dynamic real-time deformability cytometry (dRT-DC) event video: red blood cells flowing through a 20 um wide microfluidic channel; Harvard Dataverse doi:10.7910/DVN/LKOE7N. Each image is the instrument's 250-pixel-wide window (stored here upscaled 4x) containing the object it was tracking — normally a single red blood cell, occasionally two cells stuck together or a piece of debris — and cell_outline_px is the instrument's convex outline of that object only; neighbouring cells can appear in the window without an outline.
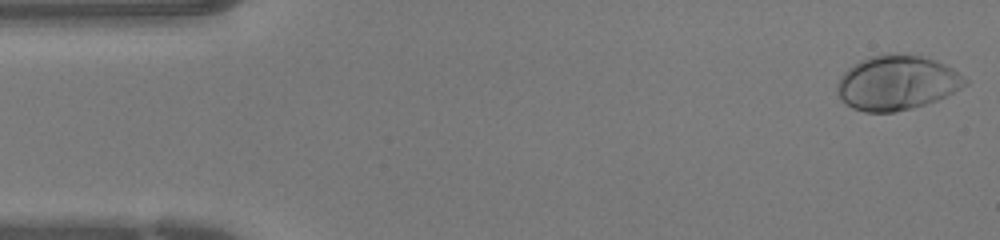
{"species": "human", "species_latin": "Homo sapiens", "temperature_condition": "warm", "stored_images_in_passage": 44, "camera_frame_rate_fps": 3000, "um_per_image_px": 0.085, "donor": {"sex": "female"}, "frame": {"image": 1, "passage_image": 1, "time_ms": 0.0, "image_size_px": [1000, 240], "cell_outline_px": [[968, 84], [936, 100], [912, 108], [896, 112], [864, 112], [852, 108], [844, 104], [836, 96], [836, 84], [840, 76], [848, 68], [860, 60], [868, 56], [892, 52], [920, 56], [944, 64], [952, 68], [968, 80]], "centroid_in_image_um": [76.16, 7.03], "position_along_channel_um": 8.8, "area_um2": 40.92}}
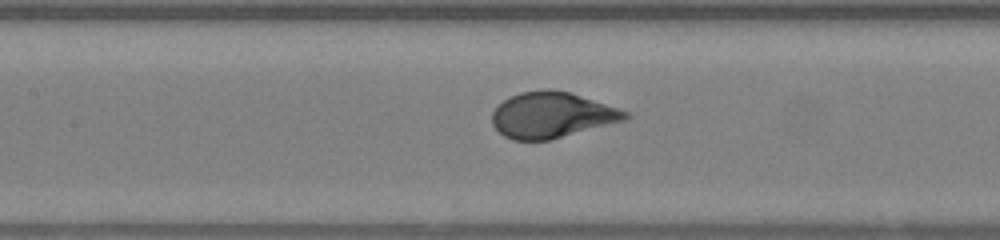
{"frame": {"image": 2, "passage_image": 19, "time_ms": 6.0, "image_size_px": [1000, 240], "cell_outline_px": [[632, 116], [628, 120], [552, 140], [512, 140], [504, 136], [492, 124], [492, 112], [504, 100], [520, 92], [544, 88], [548, 88], [572, 92], [628, 112]], "centroid_in_image_um": [46.95, 9.78], "position_along_channel_um": 160.5, "area_um2": 35.89}}
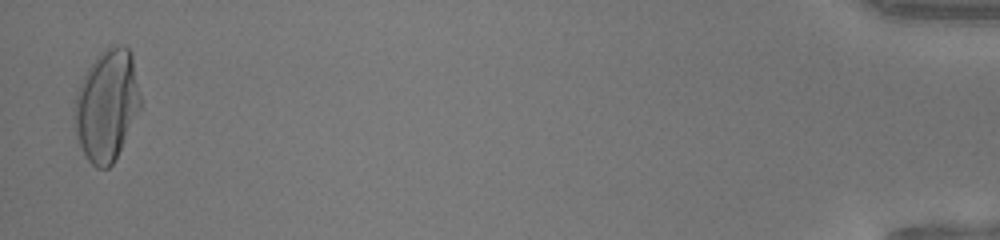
{"frame": {"image": 3, "passage_image": 43, "time_ms": 14.0, "image_size_px": [1000, 240], "cell_outline_px": [[140, 108], [112, 164], [108, 168], [96, 168], [88, 160], [76, 136], [72, 124], [72, 108], [76, 92], [88, 68], [96, 56], [100, 52], [112, 44], [124, 44], [132, 52], [140, 96]], "centroid_in_image_um": [9.04, 8.91], "position_along_channel_um": 426.2, "area_um2": 42.95}}